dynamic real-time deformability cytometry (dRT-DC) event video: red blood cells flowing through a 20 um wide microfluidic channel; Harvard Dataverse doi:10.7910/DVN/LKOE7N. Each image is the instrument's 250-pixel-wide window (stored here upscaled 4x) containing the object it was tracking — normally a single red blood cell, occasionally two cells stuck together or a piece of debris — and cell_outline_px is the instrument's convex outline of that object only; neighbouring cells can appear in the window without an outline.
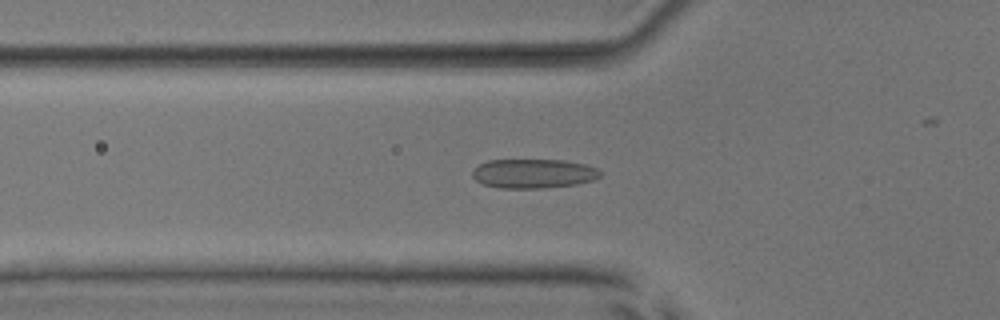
{"species": "common noctule bat (a hibernating species)", "species_latin": "Nyctalus noctula", "temperature_condition": "room temperature", "stored_images_in_passage": 51, "camera_frame_rate_fps": 3000, "um_per_image_px": 0.085, "animal": {"sex": "male", "body_mass_g": 17.9, "forearm_length_mm": 54.2}, "frame": {"image": 1, "passage_image": 17, "time_ms": 5.333, "image_size_px": [1000, 320], "cell_outline_px": [[604, 172], [600, 176], [592, 180], [576, 184], [544, 188], [500, 188], [484, 184], [476, 180], [472, 176], [472, 172], [480, 164], [488, 160], [564, 160], [584, 164], [596, 168]], "centroid_in_image_um": [45.36, 14.75], "position_along_channel_um": 80.4, "area_um2": 21.73}}
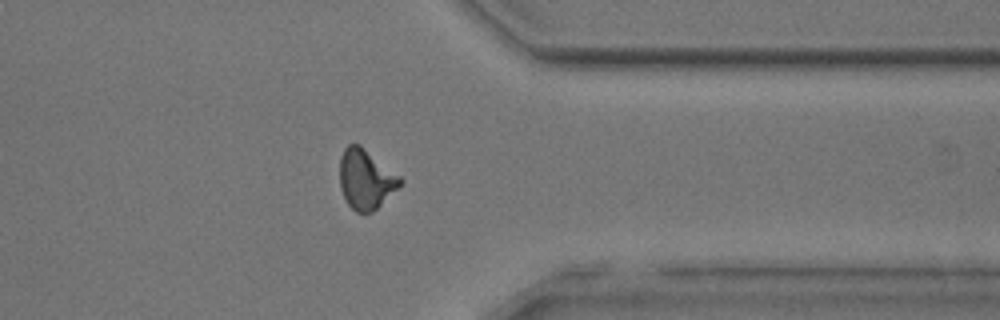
{"frame": {"image": 2, "passage_image": 40, "time_ms": 13.0, "image_size_px": [1000, 320], "cell_outline_px": [[404, 180], [372, 212], [356, 212], [348, 204], [340, 188], [340, 156], [344, 148], [348, 144], [360, 144], [400, 176]], "centroid_in_image_um": [31.06, 15.2], "position_along_channel_um": 380.3, "area_um2": 20.69}}
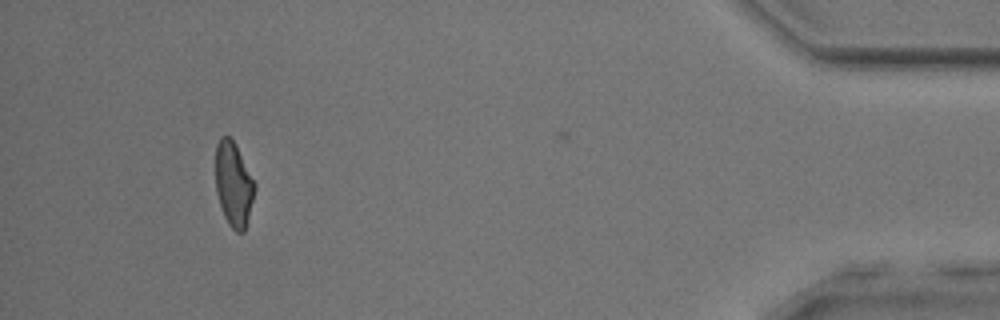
{"frame": {"image": 3, "passage_image": 47, "time_ms": 15.333, "image_size_px": [1000, 320], "cell_outline_px": [[256, 188], [244, 232], [236, 232], [228, 224], [224, 216], [216, 192], [216, 144], [220, 136], [228, 136], [232, 140], [256, 184]], "centroid_in_image_um": [19.85, 15.68], "position_along_channel_um": 415.4, "area_um2": 18.96}, "authors_computed_cell_mechanics": {"area_um2": 20.7502, "velocity_mm_per_s": 3.9996, "shape_relaxation_time_tau1_ms": 5.197, "shape_relaxation_time_tau2_ms": 1.0991, "deformation_change_tau1": 0.128, "deformation_change_tau2": 0.086}}